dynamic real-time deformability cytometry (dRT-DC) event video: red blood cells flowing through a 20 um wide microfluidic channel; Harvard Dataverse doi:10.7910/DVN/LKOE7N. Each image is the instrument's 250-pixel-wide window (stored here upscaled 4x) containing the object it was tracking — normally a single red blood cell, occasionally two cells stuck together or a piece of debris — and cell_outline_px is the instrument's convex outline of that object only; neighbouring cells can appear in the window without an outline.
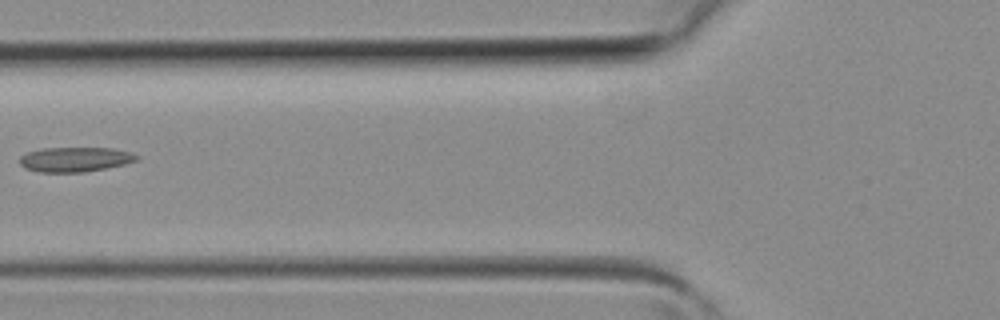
{"species": "common noctule bat (a hibernating species)", "species_latin": "Nyctalus noctula", "temperature_condition": "room temperature", "stored_images_in_passage": 4, "camera_frame_rate_fps": 3000, "um_per_image_px": 0.085, "animal": {"sex": "female", "body_mass_g": 19.3, "forearm_length_mm": 54.1}, "frame": {"image": 1, "passage_image": 4, "time_ms": 1.0, "image_size_px": [1000, 320], "cell_outline_px": [[140, 156], [136, 160], [124, 164], [84, 172], [40, 172], [24, 168], [20, 164], [20, 156], [28, 152], [44, 148], [112, 148], [128, 152]], "centroid_in_image_um": [6.35, 13.55], "position_along_channel_um": 119.5, "area_um2": 16.65}}